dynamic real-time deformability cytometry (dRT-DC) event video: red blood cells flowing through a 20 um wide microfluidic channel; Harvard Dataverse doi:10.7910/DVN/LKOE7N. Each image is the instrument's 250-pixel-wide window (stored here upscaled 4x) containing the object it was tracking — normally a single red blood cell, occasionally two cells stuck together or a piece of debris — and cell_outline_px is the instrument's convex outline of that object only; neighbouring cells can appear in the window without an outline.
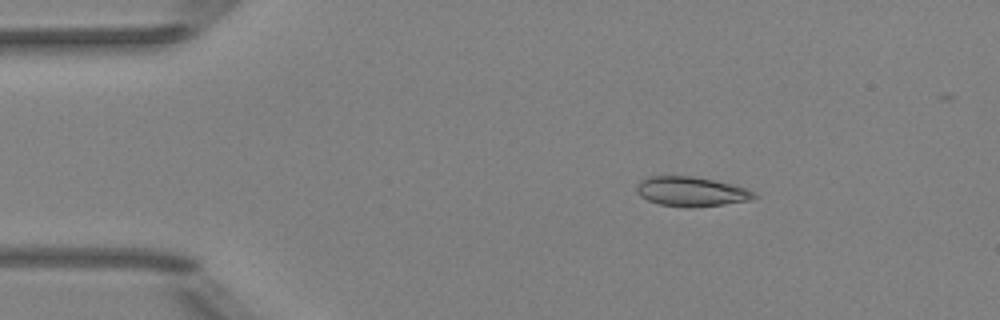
{"species": "Egyptian fruit bat (a non-hibernating species)", "species_latin": "Rousettus aegyptiacus", "temperature_condition": "room temperature", "stored_images_in_passage": 49, "camera_frame_rate_fps": 3000, "um_per_image_px": 0.085, "animal": {"sex": "female"}, "frame": {"image": 1, "passage_image": 7, "time_ms": 2.0, "image_size_px": [1000, 320], "cell_outline_px": [[760, 196], [752, 200], [724, 204], [692, 208], [688, 208], [660, 204], [648, 200], [640, 196], [636, 192], [636, 188], [640, 180], [648, 176], [692, 176], [732, 184], [748, 188], [756, 192]], "centroid_in_image_um": [58.8, 16.29], "position_along_channel_um": 26.2, "area_um2": 20.52}}
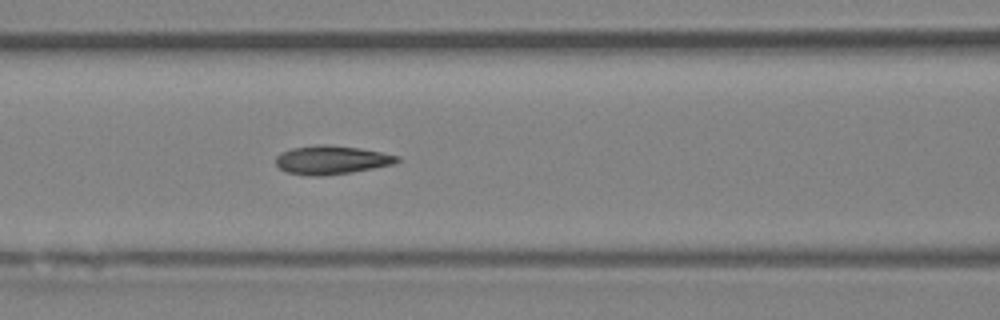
{"frame": {"image": 2, "passage_image": 20, "time_ms": 6.333, "image_size_px": [1000, 320], "cell_outline_px": [[400, 160], [392, 164], [352, 172], [324, 176], [308, 176], [284, 172], [276, 164], [276, 156], [280, 152], [292, 148], [316, 144], [324, 144], [360, 148], [400, 156]], "centroid_in_image_um": [28.13, 13.6], "position_along_channel_um": 138.5, "area_um2": 20.35}}
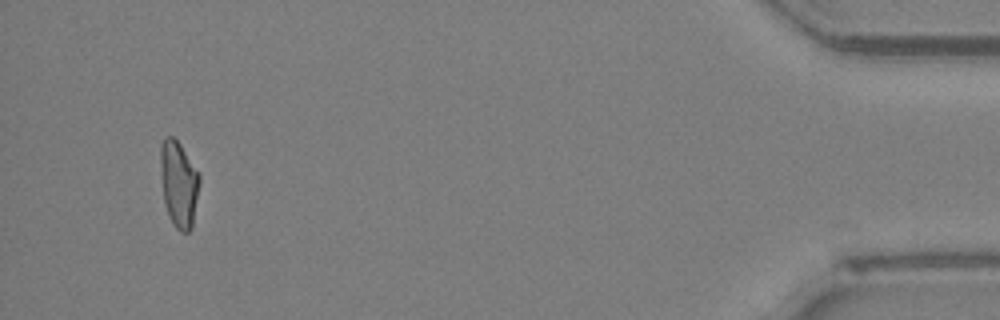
{"frame": {"image": 3, "passage_image": 47, "time_ms": 15.333, "image_size_px": [1000, 320], "cell_outline_px": [[200, 184], [192, 228], [188, 232], [180, 232], [172, 224], [164, 204], [160, 160], [160, 144], [164, 136], [172, 136], [180, 144], [200, 172]], "centroid_in_image_um": [15.21, 15.63], "position_along_channel_um": 420.0, "area_um2": 19.94}, "authors_computed_cell_mechanics": {"area_um2": 19.652, "velocity_mm_per_s": 4.015, "shape_relaxation_time_tau1_ms": 5.9335, "shape_relaxation_time_tau2_ms": 1.6499, "deformation_change_tau1": 0.1913, "deformation_change_tau2": 0.0992}}